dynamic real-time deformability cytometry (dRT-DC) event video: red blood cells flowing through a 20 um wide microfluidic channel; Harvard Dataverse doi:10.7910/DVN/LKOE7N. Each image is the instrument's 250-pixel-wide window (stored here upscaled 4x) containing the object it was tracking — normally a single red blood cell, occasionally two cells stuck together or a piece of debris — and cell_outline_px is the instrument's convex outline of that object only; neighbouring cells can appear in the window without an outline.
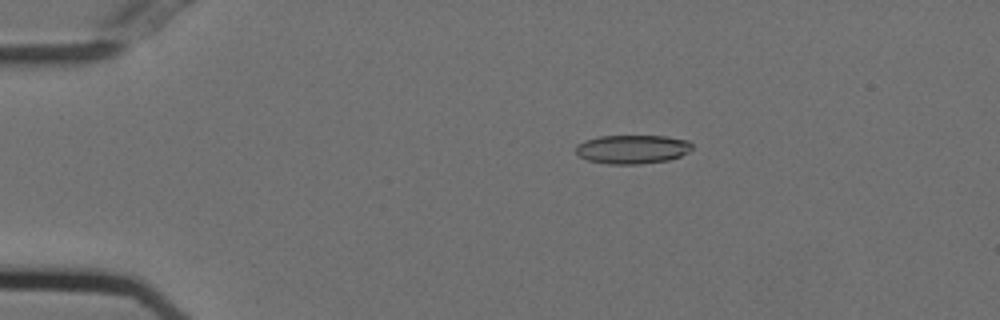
{"species": "Egyptian fruit bat (a non-hibernating species)", "species_latin": "Rousettus aegyptiacus", "temperature_condition": "cold", "stored_images_in_passage": 11, "camera_frame_rate_fps": 3000, "um_per_image_px": 0.085, "animal": {"sex": "female"}, "frame": {"image": 1, "passage_image": 4, "time_ms": 1.0, "image_size_px": [1000, 320], "cell_outline_px": [[692, 148], [688, 152], [680, 156], [668, 160], [640, 164], [608, 164], [588, 160], [580, 156], [576, 152], [576, 144], [584, 140], [600, 136], [668, 136], [688, 140], [692, 144]], "centroid_in_image_um": [53.75, 12.68], "position_along_channel_um": 31.2, "area_um2": 19.59}}